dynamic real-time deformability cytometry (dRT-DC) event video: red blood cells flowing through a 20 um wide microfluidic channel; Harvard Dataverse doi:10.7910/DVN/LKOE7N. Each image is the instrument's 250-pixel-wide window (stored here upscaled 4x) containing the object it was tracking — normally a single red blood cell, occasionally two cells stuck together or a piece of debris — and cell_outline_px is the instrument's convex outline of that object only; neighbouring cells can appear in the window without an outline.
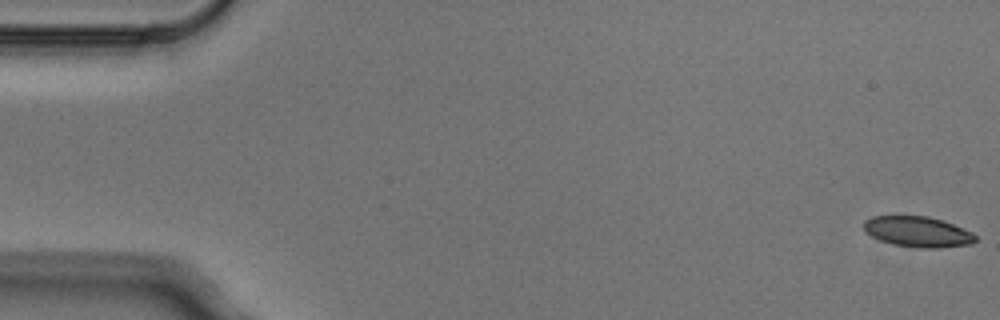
{"species": "Egyptian fruit bat (a non-hibernating species)", "species_latin": "Rousettus aegyptiacus", "temperature_condition": "cold", "stored_images_in_passage": 4, "camera_frame_rate_fps": 3000, "um_per_image_px": 0.085, "animal": {"sex": "male"}, "frame": {"image": 1, "passage_image": 1, "time_ms": 0.0, "image_size_px": [1000, 320], "cell_outline_px": [[976, 240], [972, 244], [940, 248], [924, 248], [892, 244], [880, 240], [864, 232], [864, 220], [872, 216], [928, 216], [944, 220], [972, 232], [976, 236]], "centroid_in_image_um": [78.02, 19.69], "position_along_channel_um": 7.0, "area_um2": 20.0}}